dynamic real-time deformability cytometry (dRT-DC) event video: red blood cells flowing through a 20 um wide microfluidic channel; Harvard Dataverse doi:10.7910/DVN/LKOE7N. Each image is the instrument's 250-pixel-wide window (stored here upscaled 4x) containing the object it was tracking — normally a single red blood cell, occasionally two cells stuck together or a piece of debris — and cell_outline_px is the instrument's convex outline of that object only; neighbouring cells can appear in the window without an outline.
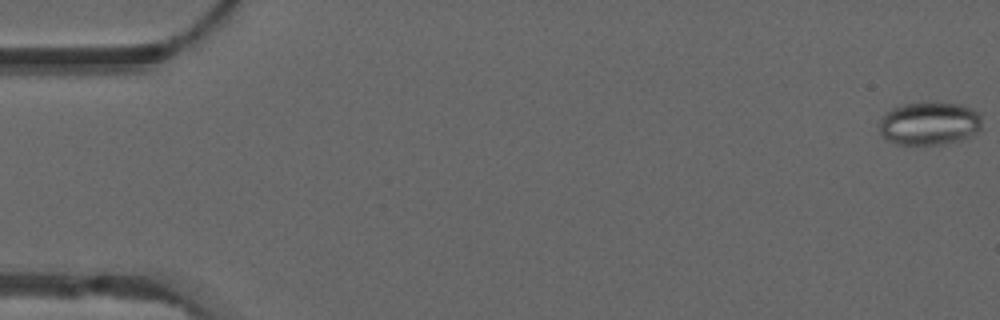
{"species": "common noctule bat (a hibernating species)", "species_latin": "Nyctalus noctula", "temperature_condition": "warm", "stored_images_in_passage": 54, "camera_frame_rate_fps": 3000, "um_per_image_px": 0.085, "animal": {"sex": "male", "forearm_length_mm": 52.5}, "frame": {"image": 1, "passage_image": 1, "time_ms": 0.0, "image_size_px": [1000, 320], "cell_outline_px": [[980, 128], [972, 136], [960, 140], [940, 144], [900, 144], [888, 140], [880, 132], [880, 120], [892, 108], [900, 104], [924, 100], [960, 104], [972, 108], [980, 112]], "centroid_in_image_um": [79.01, 10.45], "position_along_channel_um": 6.0, "area_um2": 26.13}}
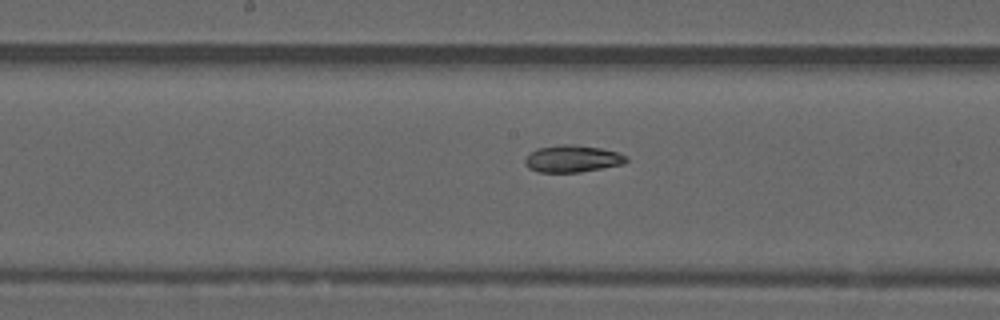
{"frame": {"image": 2, "passage_image": 28, "time_ms": 9.0, "image_size_px": [1000, 320], "cell_outline_px": [[628, 160], [624, 164], [580, 172], [536, 172], [528, 168], [524, 164], [524, 160], [532, 152], [540, 148], [564, 144], [576, 144], [600, 148], [616, 152], [628, 156]], "centroid_in_image_um": [48.67, 13.5], "position_along_channel_um": 199.5, "area_um2": 15.9}}
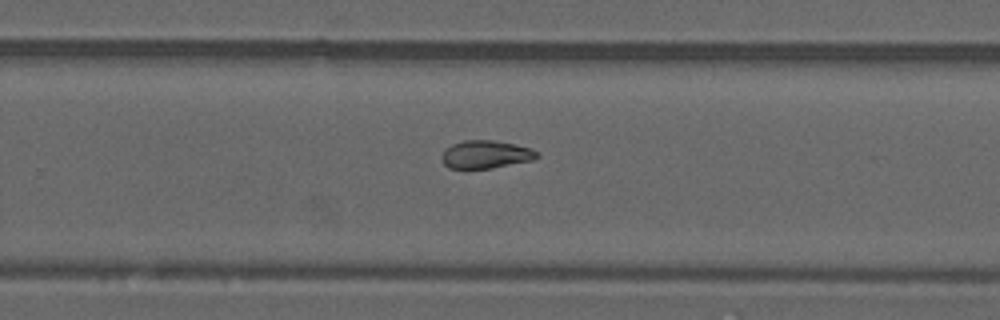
{"frame": {"image": 3, "passage_image": 35, "time_ms": 11.333, "image_size_px": [1000, 320], "cell_outline_px": [[540, 156], [532, 160], [492, 168], [448, 168], [444, 164], [440, 156], [452, 144], [464, 140], [492, 140], [532, 148], [540, 152]], "centroid_in_image_um": [41.31, 13.13], "position_along_channel_um": 288.5, "area_um2": 15.43}, "authors_computed_cell_mechanics": {"area_um2": 17.4845, "velocity_mm_per_s": 3.8283, "shape_relaxation_time_tau1_ms": null, "shape_relaxation_time_tau2_ms": 3.1851, "deformation_change_tau1": null, "deformation_change_tau2": 0.0788}}